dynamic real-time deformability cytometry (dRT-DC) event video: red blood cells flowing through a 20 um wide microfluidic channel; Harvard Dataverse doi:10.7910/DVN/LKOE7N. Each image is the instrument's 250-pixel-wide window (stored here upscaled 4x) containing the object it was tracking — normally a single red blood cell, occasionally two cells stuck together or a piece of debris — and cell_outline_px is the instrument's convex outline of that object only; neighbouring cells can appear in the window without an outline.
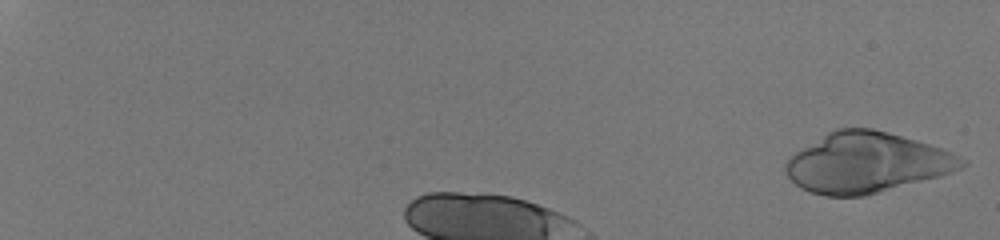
{"species": "human", "species_latin": "Homo sapiens", "temperature_condition": "room temperature", "stored_images_in_passage": 17, "camera_frame_rate_fps": 3000, "um_per_image_px": 0.085, "donor": {"sex": "male"}, "frame": {"image": 1, "passage_image": 1, "time_ms": 0.0, "image_size_px": [1000, 240], "cell_outline_px": [[968, 164], [952, 172], [940, 176], [864, 196], [824, 196], [800, 188], [784, 172], [784, 164], [788, 156], [828, 132], [836, 128], [872, 128], [888, 132], [916, 140], [952, 152], [968, 160]], "centroid_in_image_um": [73.65, 13.83], "position_along_channel_um": 11.4, "area_um2": 61.79}}